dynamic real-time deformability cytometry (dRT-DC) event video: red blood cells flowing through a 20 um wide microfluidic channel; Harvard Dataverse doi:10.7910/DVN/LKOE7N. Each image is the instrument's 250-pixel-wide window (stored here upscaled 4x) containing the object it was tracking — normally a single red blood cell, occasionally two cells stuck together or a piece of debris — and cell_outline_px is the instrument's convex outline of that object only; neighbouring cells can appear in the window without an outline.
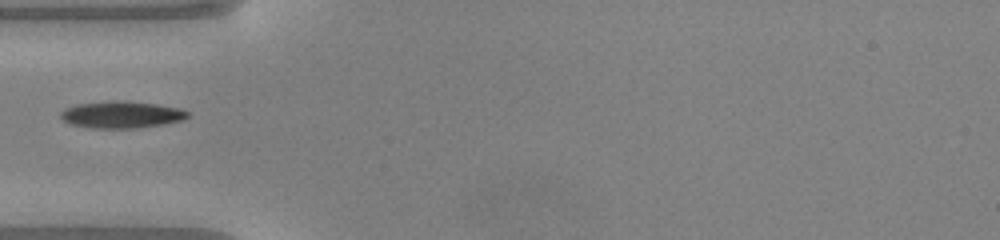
{"species": "common noctule bat (a hibernating species)", "species_latin": "Nyctalus noctula", "temperature_condition": "warm", "stored_images_in_passage": 35, "camera_frame_rate_fps": 3000, "um_per_image_px": 0.085, "animal": {"sex": "male", "body_mass_g": 20.0, "forearm_length_mm": 53.3}, "frame": {"image": 1, "passage_image": 1, "time_ms": 0.0, "image_size_px": [1000, 240], "cell_outline_px": [[188, 116], [184, 120], [164, 124], [136, 128], [88, 128], [68, 124], [60, 116], [60, 112], [64, 108], [76, 104], [116, 100], [156, 104], [180, 108], [188, 112]], "centroid_in_image_um": [10.29, 9.75], "position_along_channel_um": 74.7, "area_um2": 20.0}}
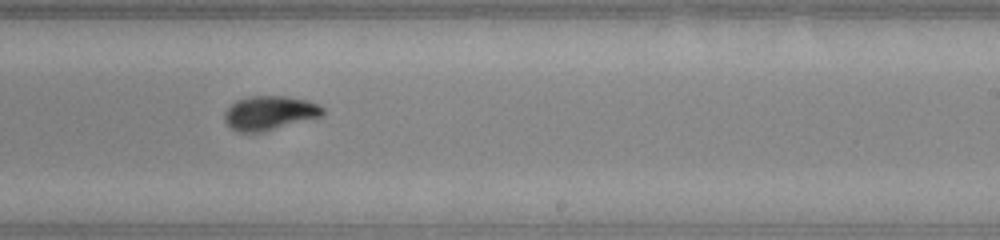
{"frame": {"image": 2, "passage_image": 15, "time_ms": 4.667, "image_size_px": [1000, 240], "cell_outline_px": [[324, 112], [320, 116], [264, 132], [236, 132], [228, 128], [224, 120], [224, 112], [236, 100], [248, 96], [284, 96], [308, 100], [320, 104], [324, 108]], "centroid_in_image_um": [22.87, 9.6], "position_along_channel_um": 266.1, "area_um2": 19.71}}
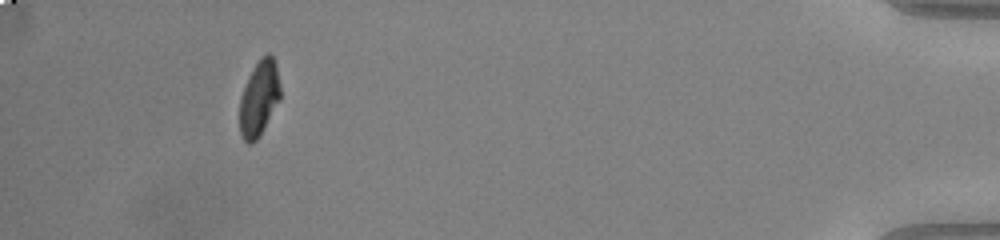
{"frame": {"image": 3, "passage_image": 31, "time_ms": 10.0, "image_size_px": [1000, 240], "cell_outline_px": [[280, 100], [264, 128], [256, 140], [252, 144], [248, 144], [244, 140], [240, 132], [240, 96], [248, 76], [260, 56], [268, 52], [272, 56], [276, 64], [280, 84]], "centroid_in_image_um": [22.03, 8.33], "position_along_channel_um": 413.2, "area_um2": 17.98}}